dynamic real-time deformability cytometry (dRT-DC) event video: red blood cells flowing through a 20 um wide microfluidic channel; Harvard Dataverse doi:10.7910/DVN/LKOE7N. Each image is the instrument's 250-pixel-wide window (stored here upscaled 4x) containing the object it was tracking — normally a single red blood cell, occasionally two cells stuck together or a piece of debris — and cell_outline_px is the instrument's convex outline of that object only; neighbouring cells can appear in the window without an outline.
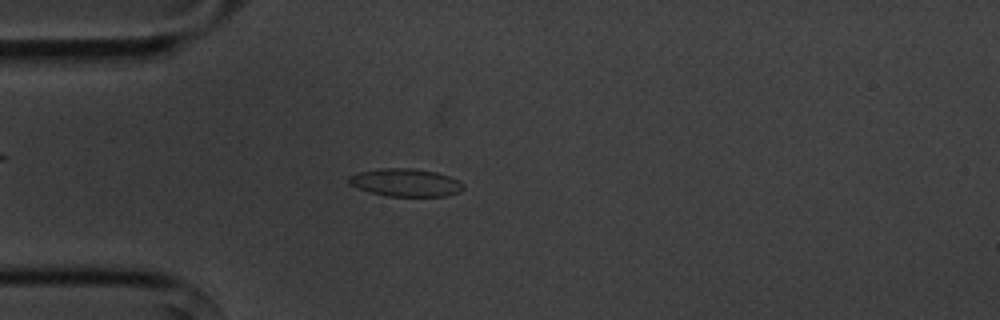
{"species": "common noctule bat (a hibernating species)", "species_latin": "Nyctalus noctula", "temperature_condition": "cold", "stored_images_in_passage": 5, "camera_frame_rate_fps": 3000, "um_per_image_px": 0.085, "animal": {"sex": "male", "body_mass_g": 20.1, "forearm_length_mm": 53.5}, "frame": {"image": 1, "passage_image": 5, "time_ms": 4.667, "image_size_px": [1000, 320], "cell_outline_px": [[464, 188], [460, 192], [444, 196], [388, 196], [356, 188], [348, 184], [348, 176], [360, 172], [384, 168], [412, 168], [436, 172], [448, 176], [464, 184]], "centroid_in_image_um": [34.46, 15.52], "position_along_channel_um": 50.5, "area_um2": 18.44}}